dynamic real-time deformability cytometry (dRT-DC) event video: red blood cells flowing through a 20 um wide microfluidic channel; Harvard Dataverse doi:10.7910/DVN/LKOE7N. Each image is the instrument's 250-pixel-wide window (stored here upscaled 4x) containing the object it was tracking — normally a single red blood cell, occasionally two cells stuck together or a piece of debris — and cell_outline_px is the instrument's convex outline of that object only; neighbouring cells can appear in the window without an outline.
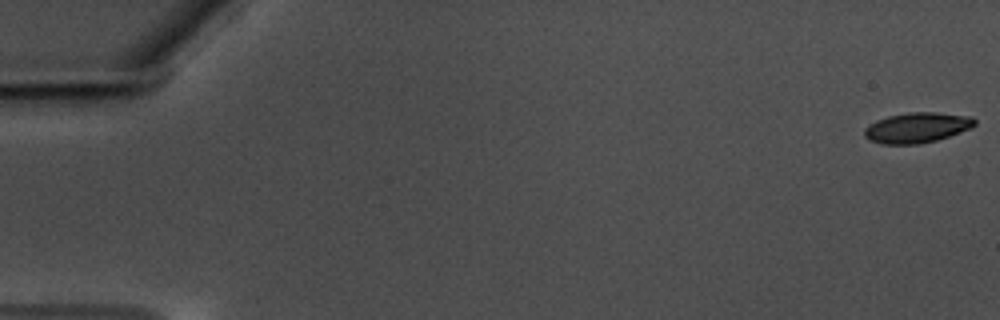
{"species": "common noctule bat (a hibernating species)", "species_latin": "Nyctalus noctula", "temperature_condition": "warm", "stored_images_in_passage": 59, "camera_frame_rate_fps": 3000, "um_per_image_px": 0.085, "animal": {"sex": "male", "body_mass_g": 17.5, "forearm_length_mm": 52.3}, "frame": {"image": 1, "passage_image": 1, "time_ms": 0.0, "image_size_px": [1000, 320], "cell_outline_px": [[976, 124], [960, 132], [936, 140], [920, 144], [880, 144], [868, 140], [864, 136], [864, 128], [868, 124], [876, 120], [888, 116], [908, 112], [936, 112], [972, 116], [976, 120]], "centroid_in_image_um": [77.9, 10.84], "position_along_channel_um": 7.1, "area_um2": 19.59}}
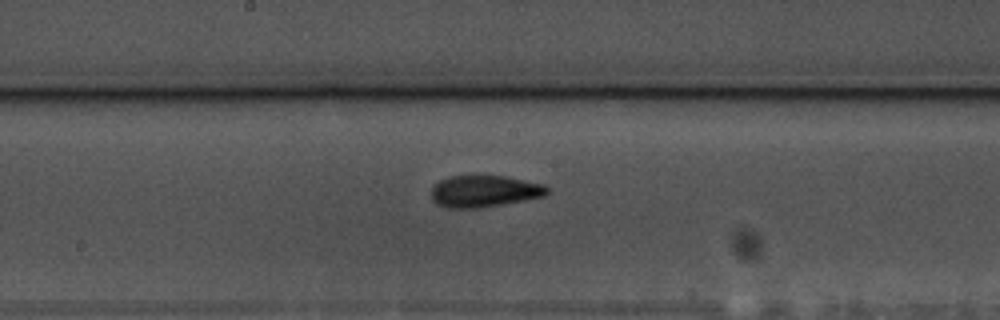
{"frame": {"image": 2, "passage_image": 32, "time_ms": 10.333, "image_size_px": [1000, 320], "cell_outline_px": [[548, 192], [544, 196], [524, 200], [480, 208], [448, 208], [436, 204], [432, 200], [432, 188], [440, 180], [448, 176], [504, 176], [544, 184], [548, 188]], "centroid_in_image_um": [41.15, 16.26], "position_along_channel_um": 207.1, "area_um2": 21.33}}
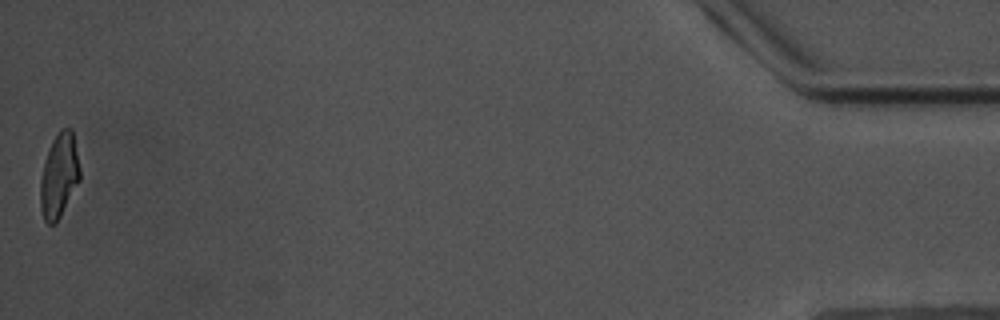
{"frame": {"image": 3, "passage_image": 59, "time_ms": 19.333, "image_size_px": [1000, 320], "cell_outline_px": [[80, 180], [60, 216], [52, 224], [48, 224], [44, 220], [40, 208], [40, 180], [44, 160], [52, 140], [64, 128], [72, 128], [80, 168]], "centroid_in_image_um": [5.01, 14.93], "position_along_channel_um": 430.2, "area_um2": 19.25}, "authors_computed_cell_mechanics": {"area_um2": 20.4034, "velocity_mm_per_s": 3.512, "shape_relaxation_time_tau1_ms": 5.021, "shape_relaxation_time_tau2_ms": 1.5231, "deformation_change_tau1": 0.1671, "deformation_change_tau2": 0.0879}}